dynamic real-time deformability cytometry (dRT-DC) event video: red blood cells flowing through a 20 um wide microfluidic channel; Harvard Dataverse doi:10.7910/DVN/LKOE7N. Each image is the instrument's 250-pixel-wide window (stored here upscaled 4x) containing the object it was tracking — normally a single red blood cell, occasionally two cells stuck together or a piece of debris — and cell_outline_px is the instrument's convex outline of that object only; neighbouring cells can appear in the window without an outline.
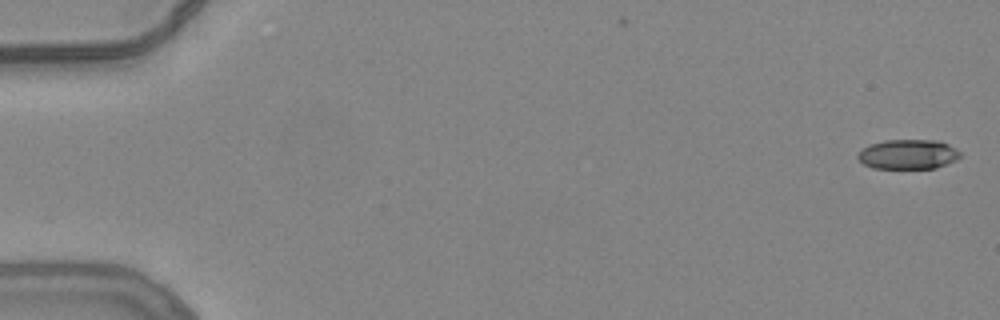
{"species": "common noctule bat (a hibernating species)", "species_latin": "Nyctalus noctula", "temperature_condition": "warm", "stored_images_in_passage": 54, "camera_frame_rate_fps": 3000, "um_per_image_px": 0.085, "animal": {"sex": "female", "body_mass_g": 24.6, "forearm_length_mm": 56.2}, "frame": {"image": 1, "passage_image": 1, "time_ms": 0.0, "image_size_px": [1000, 320], "cell_outline_px": [[960, 156], [936, 168], [872, 168], [864, 164], [856, 156], [868, 144], [884, 140], [940, 140], [948, 144], [960, 152]], "centroid_in_image_um": [77.15, 13.1], "position_along_channel_um": 7.9, "area_um2": 17.51}}
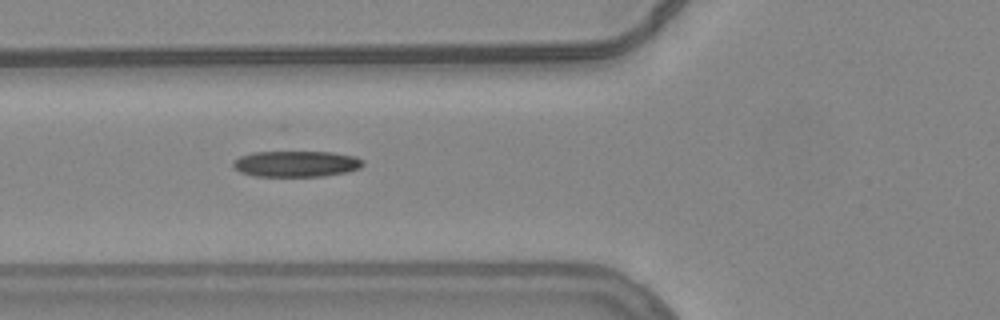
{"frame": {"image": 2, "passage_image": 21, "time_ms": 6.667, "image_size_px": [1000, 320], "cell_outline_px": [[364, 164], [360, 168], [348, 172], [324, 176], [256, 176], [240, 172], [232, 164], [240, 156], [252, 152], [332, 152], [356, 156], [364, 160]], "centroid_in_image_um": [25.23, 13.92], "position_along_channel_um": 100.6, "area_um2": 19.71}}
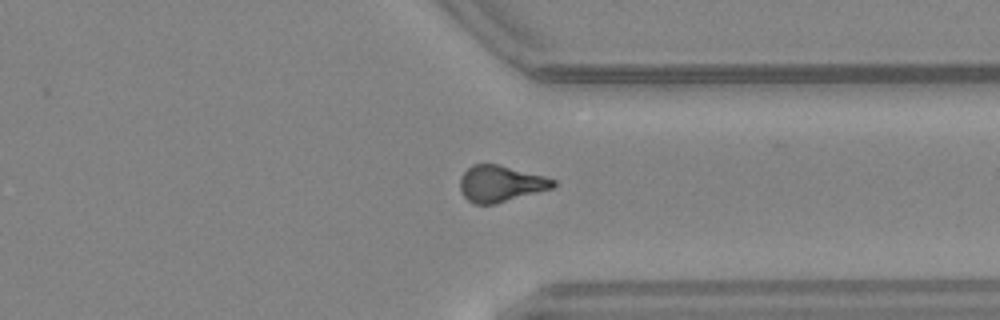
{"frame": {"image": 3, "passage_image": 42, "time_ms": 13.667, "image_size_px": [1000, 320], "cell_outline_px": [[556, 184], [552, 188], [496, 204], [472, 204], [464, 196], [460, 188], [460, 176], [472, 164], [496, 164], [544, 176], [556, 180]], "centroid_in_image_um": [42.53, 15.62], "position_along_channel_um": 368.9, "area_um2": 19.59}, "authors_computed_cell_mechanics": {"area_um2": 19.1896, "velocity_mm_per_s": 3.8399, "shape_relaxation_time_tau1_ms": null, "shape_relaxation_time_tau2_ms": 5.2511, "deformation_change_tau1": null, "deformation_change_tau2": 0.1668}}